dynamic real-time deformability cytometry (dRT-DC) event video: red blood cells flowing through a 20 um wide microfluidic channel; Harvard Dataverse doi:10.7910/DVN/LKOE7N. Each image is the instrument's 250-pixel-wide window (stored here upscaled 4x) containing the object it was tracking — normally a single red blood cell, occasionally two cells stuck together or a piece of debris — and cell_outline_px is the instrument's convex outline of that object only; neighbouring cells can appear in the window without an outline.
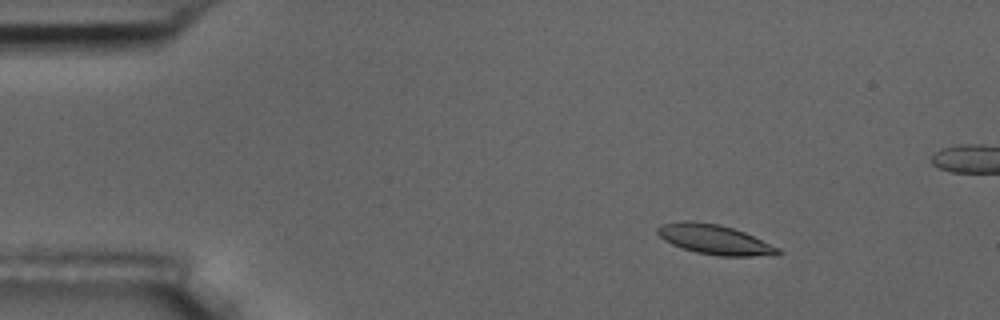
{"species": "common noctule bat (a hibernating species)", "species_latin": "Nyctalus noctula", "temperature_condition": "room temperature", "stored_images_in_passage": 5, "camera_frame_rate_fps": 3000, "um_per_image_px": 0.085, "animal": {"sex": "male", "body_mass_g": 17.5, "forearm_length_mm": 52.3}, "frame": {"image": 1, "passage_image": 2, "time_ms": 1.0, "image_size_px": [1000, 320], "cell_outline_px": [[784, 252], [752, 256], [716, 256], [696, 252], [672, 244], [664, 240], [656, 232], [656, 228], [660, 224], [684, 220], [688, 220], [720, 224], [744, 232], [780, 248]], "centroid_in_image_um": [60.69, 20.34], "position_along_channel_um": 24.3, "area_um2": 20.75}}